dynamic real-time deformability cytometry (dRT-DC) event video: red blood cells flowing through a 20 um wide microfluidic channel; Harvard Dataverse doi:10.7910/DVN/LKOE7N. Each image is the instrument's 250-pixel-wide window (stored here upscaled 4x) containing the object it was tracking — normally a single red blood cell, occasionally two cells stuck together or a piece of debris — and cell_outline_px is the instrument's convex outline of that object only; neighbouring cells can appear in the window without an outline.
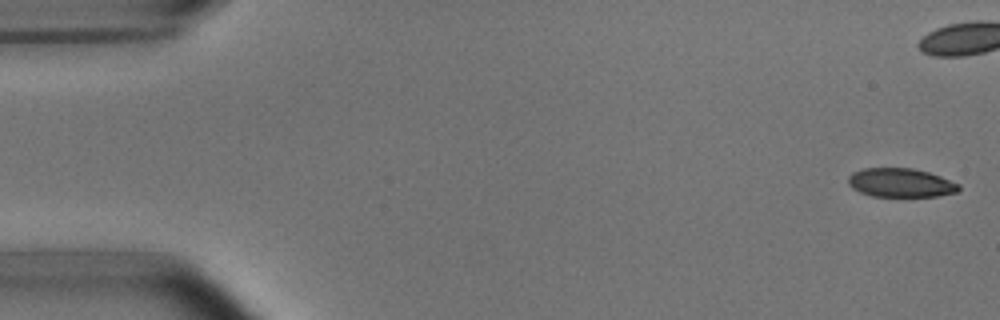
{"species": "common noctule bat (a hibernating species)", "species_latin": "Nyctalus noctula", "temperature_condition": "room temperature", "stored_images_in_passage": 6, "camera_frame_rate_fps": 3000, "um_per_image_px": 0.085, "animal": {"sex": "male", "body_mass_g": 15.6}, "frame": {"image": 1, "passage_image": 1, "time_ms": 0.0, "image_size_px": [1000, 320], "cell_outline_px": [[960, 188], [956, 192], [936, 196], [872, 196], [860, 192], [852, 188], [848, 184], [848, 176], [852, 172], [864, 168], [912, 168], [928, 172], [940, 176], [960, 184]], "centroid_in_image_um": [76.53, 15.53], "position_along_channel_um": 8.5, "area_um2": 18.55}}
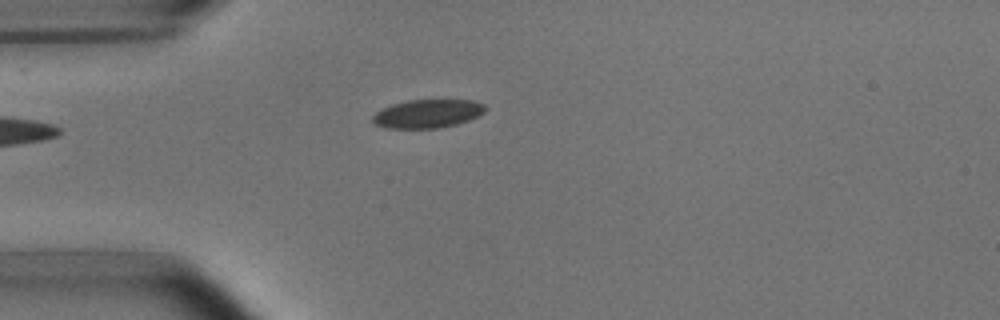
{"frame": {"image": 2, "passage_image": 6, "time_ms": 6.667, "image_size_px": [1000, 320], "cell_outline_px": [[484, 112], [468, 120], [456, 124], [436, 128], [384, 128], [376, 124], [372, 120], [372, 116], [376, 112], [392, 104], [408, 100], [472, 100], [484, 104]], "centroid_in_image_um": [36.31, 9.66], "position_along_channel_um": 48.7, "area_um2": 18.44}}